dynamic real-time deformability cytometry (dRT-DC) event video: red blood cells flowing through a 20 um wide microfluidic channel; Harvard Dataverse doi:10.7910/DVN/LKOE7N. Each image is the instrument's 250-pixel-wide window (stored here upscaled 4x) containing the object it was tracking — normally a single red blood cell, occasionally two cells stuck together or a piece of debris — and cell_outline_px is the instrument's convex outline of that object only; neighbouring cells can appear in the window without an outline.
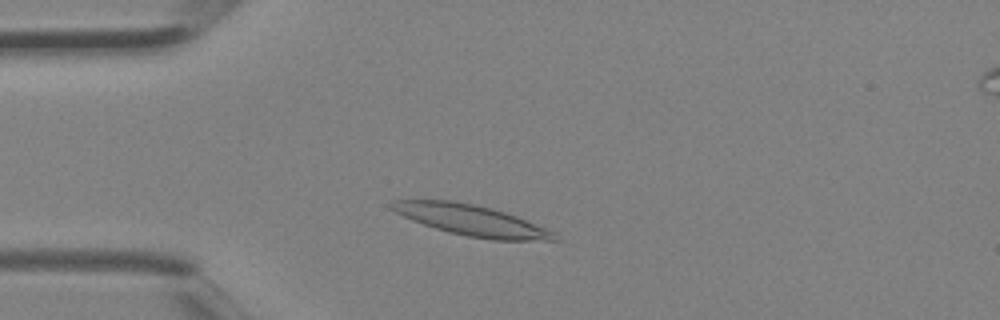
{"species": "Egyptian fruit bat (a non-hibernating species)", "species_latin": "Rousettus aegyptiacus", "temperature_condition": "room temperature", "stored_images_in_passage": 2, "camera_frame_rate_fps": 3000, "um_per_image_px": 0.085, "animal": {"sex": "female"}, "frame": {"image": 1, "passage_image": 2, "time_ms": 0.333, "image_size_px": [1000, 320], "cell_outline_px": [[556, 240], [492, 240], [468, 236], [448, 232], [412, 220], [388, 208], [388, 204], [392, 200], [452, 200], [492, 208], [516, 216], [556, 232]], "centroid_in_image_um": [40.04, 18.71], "position_along_channel_um": 45.0, "area_um2": 28.96}}